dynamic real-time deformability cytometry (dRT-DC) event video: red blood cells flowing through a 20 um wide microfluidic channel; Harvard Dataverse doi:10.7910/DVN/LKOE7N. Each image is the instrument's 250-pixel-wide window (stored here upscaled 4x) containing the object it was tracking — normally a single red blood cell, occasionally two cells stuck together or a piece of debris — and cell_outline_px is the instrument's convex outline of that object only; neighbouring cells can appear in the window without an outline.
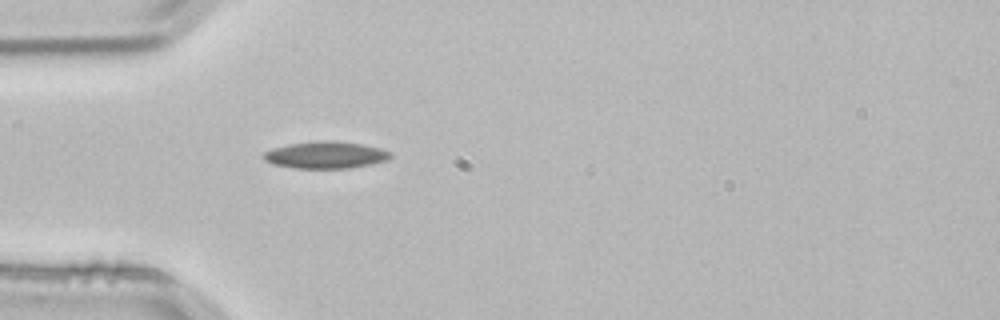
{"species": "common noctule bat (a hibernating species)", "species_latin": "Nyctalus noctula", "temperature_condition": "room temperature", "stored_images_in_passage": 1, "camera_frame_rate_fps": 3000, "um_per_image_px": 0.085, "animal": {"sex": "male", "body_mass_g": 21.5, "forearm_length_mm": 52.0}, "frame": {"image": 1, "passage_image": 1, "time_ms": 0.0, "image_size_px": [1000, 320], "cell_outline_px": [[392, 156], [388, 160], [372, 164], [348, 168], [292, 168], [272, 164], [264, 160], [260, 156], [264, 152], [272, 148], [288, 144], [316, 140], [336, 140], [364, 144], [380, 148], [392, 152]], "centroid_in_image_um": [27.67, 13.16], "position_along_channel_um": 57.3, "area_um2": 20.4}}